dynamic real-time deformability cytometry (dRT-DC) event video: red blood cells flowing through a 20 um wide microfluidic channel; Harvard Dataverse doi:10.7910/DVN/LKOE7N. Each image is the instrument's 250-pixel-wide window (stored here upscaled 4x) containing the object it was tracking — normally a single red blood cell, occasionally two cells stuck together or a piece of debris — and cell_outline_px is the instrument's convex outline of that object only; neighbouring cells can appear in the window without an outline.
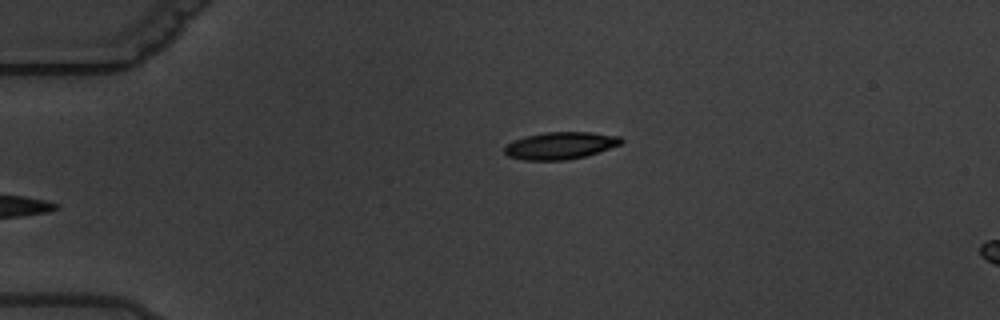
{"species": "common noctule bat (a hibernating species)", "species_latin": "Nyctalus noctula", "temperature_condition": "warm", "stored_images_in_passage": 5, "camera_frame_rate_fps": 3000, "um_per_image_px": 0.085, "animal": {"sex": "male", "body_mass_g": 19.5, "forearm_length_mm": 54.6}, "frame": {"image": 1, "passage_image": 5, "time_ms": 4.667, "image_size_px": [1000, 320], "cell_outline_px": [[624, 140], [620, 144], [584, 156], [564, 160], [524, 160], [508, 156], [504, 152], [504, 148], [508, 144], [524, 136], [544, 132], [592, 132], [620, 136]], "centroid_in_image_um": [47.61, 12.36], "position_along_channel_um": 37.4, "area_um2": 18.26}}